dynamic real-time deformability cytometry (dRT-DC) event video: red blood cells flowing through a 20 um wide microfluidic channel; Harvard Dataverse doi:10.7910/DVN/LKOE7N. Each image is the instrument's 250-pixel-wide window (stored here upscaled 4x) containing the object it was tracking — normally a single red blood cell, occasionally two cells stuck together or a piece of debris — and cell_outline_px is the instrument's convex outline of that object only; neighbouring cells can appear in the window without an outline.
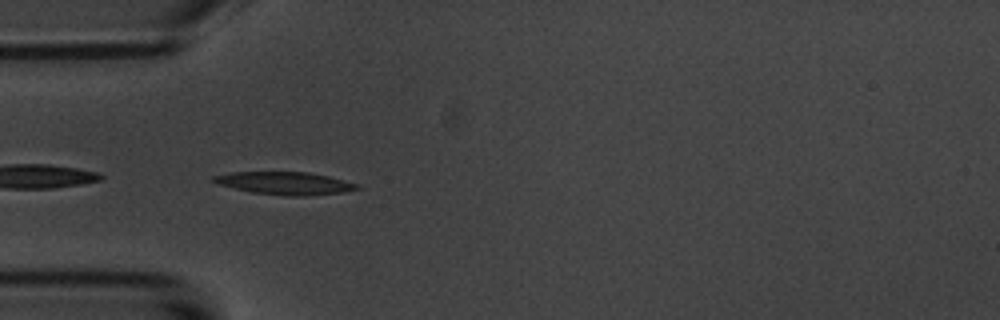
{"species": "common noctule bat (a hibernating species)", "species_latin": "Nyctalus noctula", "temperature_condition": "room temperature", "stored_images_in_passage": 25, "camera_frame_rate_fps": 3000, "um_per_image_px": 0.085, "animal": {"sex": "male", "body_mass_g": 20.1, "forearm_length_mm": 53.5}, "frame": {"image": 1, "passage_image": 1, "time_ms": 0.0, "image_size_px": [1000, 320], "cell_outline_px": [[360, 188], [340, 192], [304, 196], [288, 196], [252, 192], [216, 184], [212, 180], [212, 176], [232, 172], [308, 172], [328, 176], [360, 184]], "centroid_in_image_um": [24.19, 15.57], "position_along_channel_um": 60.8, "area_um2": 18.84}}
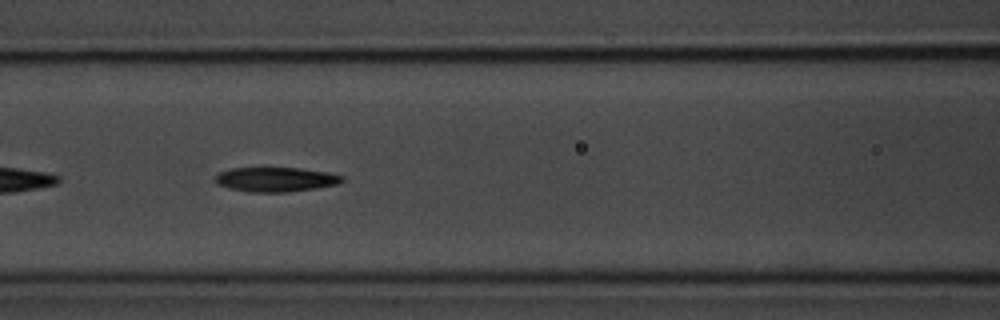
{"frame": {"image": 2, "passage_image": 8, "time_ms": 2.333, "image_size_px": [1000, 320], "cell_outline_px": [[344, 180], [336, 184], [316, 188], [288, 192], [248, 192], [228, 188], [216, 184], [216, 176], [220, 172], [232, 168], [300, 168], [328, 172], [344, 176]], "centroid_in_image_um": [23.44, 15.25], "position_along_channel_um": 143.2, "area_um2": 18.09}}
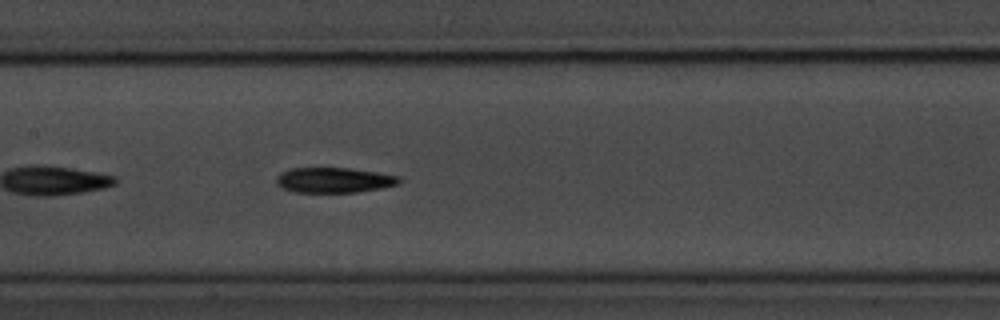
{"frame": {"image": 3, "passage_image": 11, "time_ms": 3.333, "image_size_px": [1000, 320], "cell_outline_px": [[400, 184], [384, 188], [356, 192], [296, 192], [284, 188], [276, 184], [276, 176], [280, 172], [292, 168], [348, 168], [376, 172], [400, 176]], "centroid_in_image_um": [28.41, 15.31], "position_along_channel_um": 179.0, "area_um2": 18.09}}